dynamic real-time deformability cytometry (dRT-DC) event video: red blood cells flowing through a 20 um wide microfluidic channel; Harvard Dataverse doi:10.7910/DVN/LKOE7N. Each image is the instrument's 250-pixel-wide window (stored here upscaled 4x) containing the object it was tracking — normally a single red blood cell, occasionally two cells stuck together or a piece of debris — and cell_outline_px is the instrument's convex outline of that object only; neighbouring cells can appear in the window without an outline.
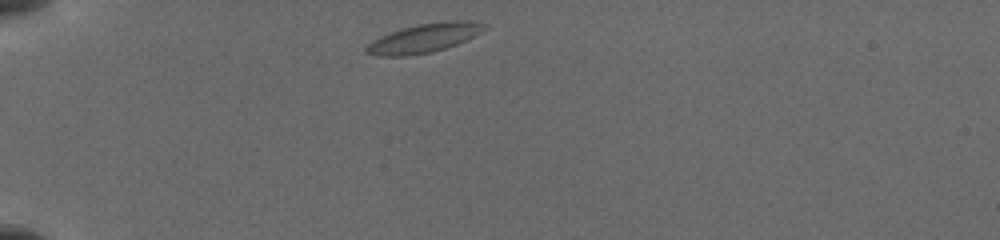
{"species": "common noctule bat (a hibernating species)", "species_latin": "Nyctalus noctula", "temperature_condition": "cold", "stored_images_in_passage": 3, "camera_frame_rate_fps": 3000, "um_per_image_px": 0.085, "animal": {"sex": "female", "body_mass_g": 19.5, "forearm_length_mm": 54.1}, "frame": {"image": 1, "passage_image": 1, "time_ms": 0.0, "image_size_px": [1000, 240], "cell_outline_px": [[488, 24], [480, 32], [456, 44], [432, 52], [408, 56], [376, 56], [364, 52], [364, 48], [372, 40], [380, 36], [416, 24], [444, 20], [472, 20]], "centroid_in_image_um": [36.02, 3.23], "position_along_channel_um": 49.0, "area_um2": 19.94}}
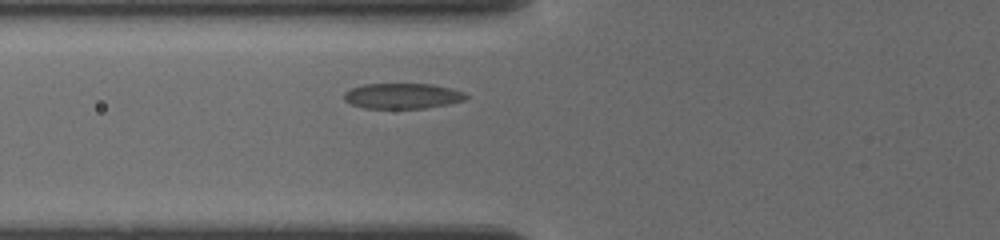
{"frame": {"image": 2, "passage_image": 3, "time_ms": 2.0, "image_size_px": [1000, 240], "cell_outline_px": [[468, 96], [464, 100], [448, 104], [424, 108], [364, 108], [352, 104], [344, 100], [344, 92], [352, 88], [364, 84], [432, 84], [464, 92]], "centroid_in_image_um": [34.19, 8.15], "position_along_channel_um": 91.6, "area_um2": 17.92}}